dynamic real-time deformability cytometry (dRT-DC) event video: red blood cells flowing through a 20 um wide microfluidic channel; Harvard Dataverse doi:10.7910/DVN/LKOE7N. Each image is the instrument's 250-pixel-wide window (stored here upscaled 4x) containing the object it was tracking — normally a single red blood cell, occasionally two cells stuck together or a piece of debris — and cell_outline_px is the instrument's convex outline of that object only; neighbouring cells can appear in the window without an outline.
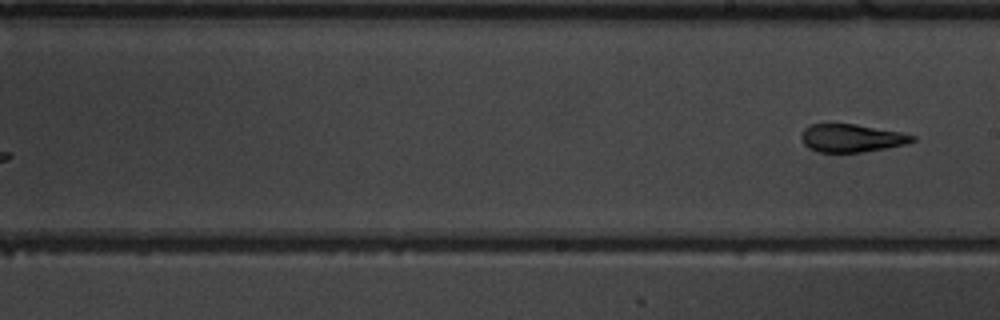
{"species": "common noctule bat (a hibernating species)", "species_latin": "Nyctalus noctula", "temperature_condition": "warm", "stored_images_in_passage": 8, "segment_of_instrument_passage": [2, 2], "camera_frame_rate_fps": 3000, "um_per_image_px": 0.085, "animal": {"sex": "male", "body_mass_g": 19.5, "forearm_length_mm": 54.6}, "frame": {"image": 1, "passage_image": 8, "time_ms": 9.0, "image_size_px": [1000, 320], "cell_outline_px": [[916, 140], [908, 144], [864, 152], [816, 152], [808, 148], [804, 144], [800, 136], [804, 128], [812, 124], [856, 124], [900, 132], [916, 136]], "centroid_in_image_um": [72.39, 11.74], "position_along_channel_um": 216.6, "area_um2": 18.21}}